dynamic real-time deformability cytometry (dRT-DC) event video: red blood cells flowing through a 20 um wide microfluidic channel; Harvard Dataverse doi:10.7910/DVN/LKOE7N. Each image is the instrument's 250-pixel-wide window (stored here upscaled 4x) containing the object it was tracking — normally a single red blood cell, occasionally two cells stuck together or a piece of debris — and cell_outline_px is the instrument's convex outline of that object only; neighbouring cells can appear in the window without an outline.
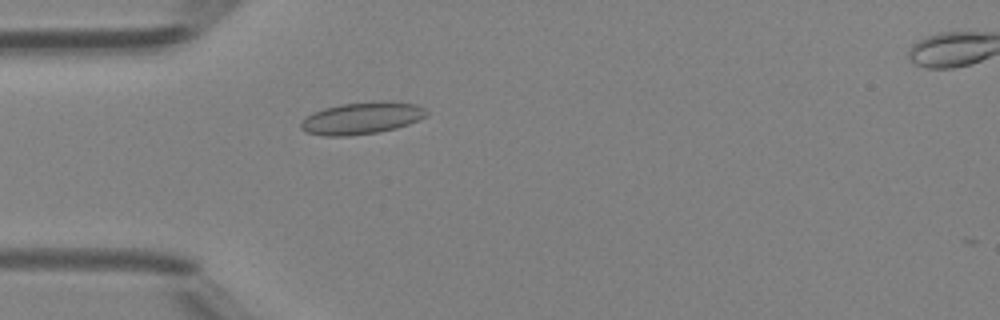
{"species": "Egyptian fruit bat (a non-hibernating species)", "species_latin": "Rousettus aegyptiacus", "temperature_condition": "room temperature", "stored_images_in_passage": 36, "camera_frame_rate_fps": 3000, "um_per_image_px": 0.085, "animal": {"sex": "female"}, "frame": {"image": 1, "passage_image": 2, "time_ms": 0.333, "image_size_px": [1000, 320], "cell_outline_px": [[428, 112], [420, 120], [396, 128], [380, 132], [348, 136], [324, 136], [308, 132], [300, 128], [300, 124], [312, 112], [324, 108], [340, 104], [380, 100], [388, 100], [416, 104], [424, 108]], "centroid_in_image_um": [30.78, 10.03], "position_along_channel_um": 54.2, "area_um2": 23.58}}
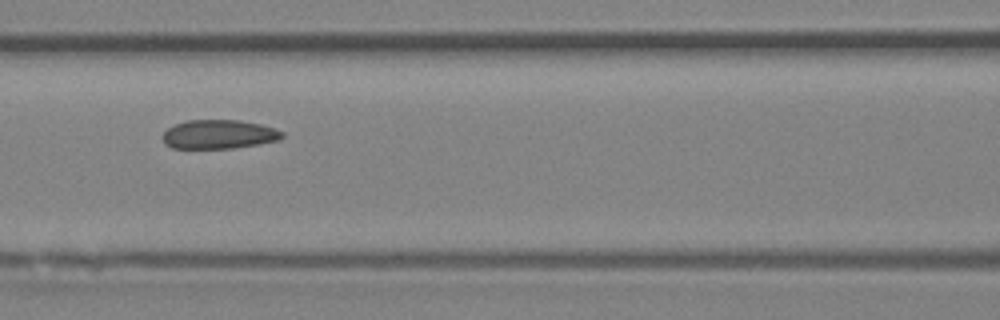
{"frame": {"image": 2, "passage_image": 9, "time_ms": 2.667, "image_size_px": [1000, 320], "cell_outline_px": [[284, 136], [280, 140], [232, 148], [172, 148], [164, 144], [160, 136], [168, 128], [184, 120], [240, 120], [260, 124], [284, 132]], "centroid_in_image_um": [18.56, 11.41], "position_along_channel_um": 148.0, "area_um2": 20.23}}
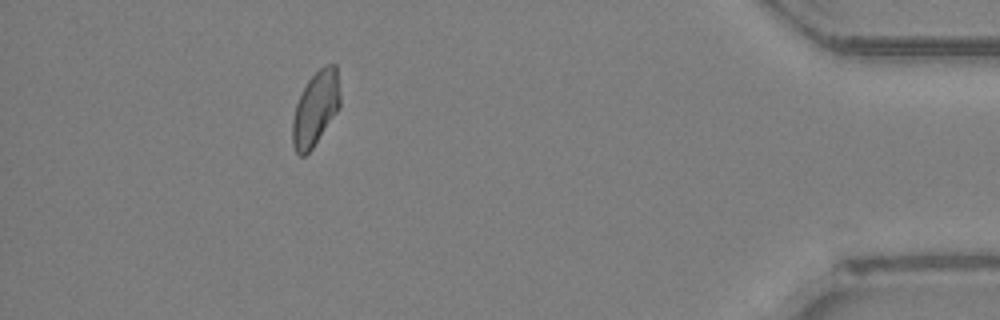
{"frame": {"image": 3, "passage_image": 31, "time_ms": 10.0, "image_size_px": [1000, 320], "cell_outline_px": [[340, 108], [312, 148], [304, 156], [300, 156], [296, 152], [292, 144], [292, 120], [296, 104], [308, 80], [324, 64], [336, 64], [340, 96]], "centroid_in_image_um": [26.82, 9.22], "position_along_channel_um": 408.4, "area_um2": 20.52}, "authors_computed_cell_mechanics": {"area_um2": 20.6346, "velocity_mm_per_s": 4.3011, "shape_relaxation_time_tau1_ms": null, "shape_relaxation_time_tau2_ms": 2.3987, "deformation_change_tau1": null, "deformation_change_tau2": 0.0642}}